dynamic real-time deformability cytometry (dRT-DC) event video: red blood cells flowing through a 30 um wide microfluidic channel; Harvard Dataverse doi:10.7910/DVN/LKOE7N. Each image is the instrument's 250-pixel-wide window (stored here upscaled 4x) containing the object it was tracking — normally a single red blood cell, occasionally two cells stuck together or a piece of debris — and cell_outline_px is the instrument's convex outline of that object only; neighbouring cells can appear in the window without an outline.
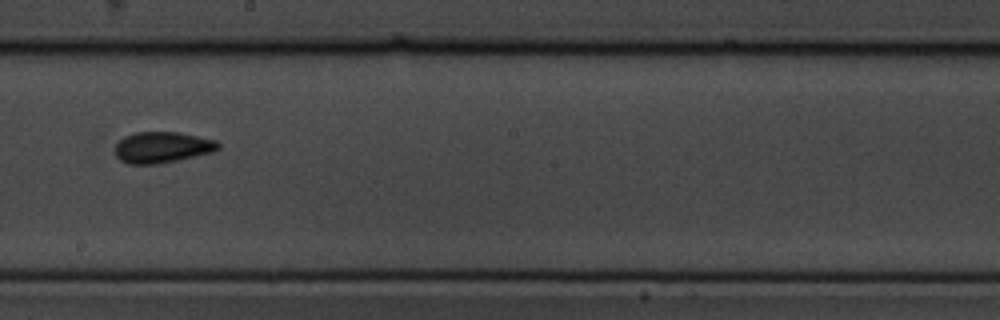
{"species": "common noctule bat (a hibernating species)", "species_latin": "Nyctalus noctula", "temperature_condition": "cold", "stored_images_in_passage": 16, "camera_frame_rate_fps": 3000, "um_per_image_px": 0.085, "animal": {"sex": "male", "body_mass_g": 19.5, "forearm_length_mm": 54.6}, "frame": {"image": 1, "passage_image": 10, "time_ms": 11.333, "image_size_px": [1000, 320], "cell_outline_px": [[220, 148], [216, 152], [160, 164], [128, 164], [120, 160], [116, 156], [116, 144], [124, 136], [136, 132], [176, 132], [216, 140], [220, 144]], "centroid_in_image_um": [13.82, 12.53], "position_along_channel_um": 234.4, "area_um2": 18.84}}
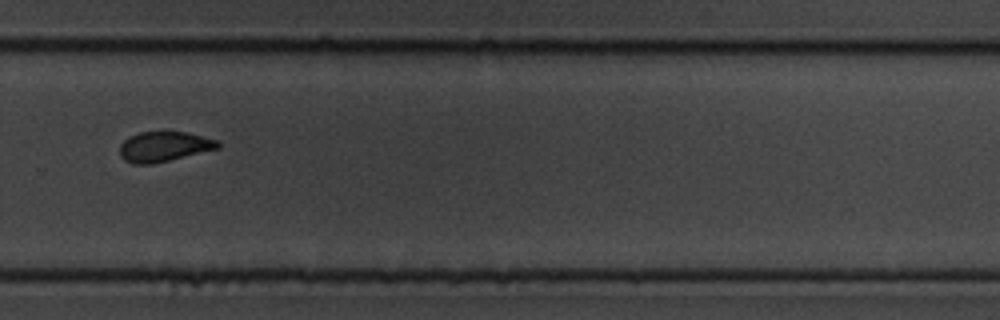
{"frame": {"image": 2, "passage_image": 12, "time_ms": 13.667, "image_size_px": [1000, 320], "cell_outline_px": [[220, 148], [152, 164], [132, 164], [124, 160], [120, 156], [120, 144], [128, 136], [140, 132], [188, 132], [220, 140]], "centroid_in_image_um": [13.95, 12.45], "position_along_channel_um": 315.9, "area_um2": 17.34}, "authors_computed_cell_mechanics": {"area_um2": 18.0914, "velocity_mm_per_s": 3.4902, "shape_relaxation_time_tau1_ms": 2.1614, "shape_relaxation_time_tau2_ms": 2.8755, "deformation_change_tau1": 0.1655, "deformation_change_tau2": 0.0922}}